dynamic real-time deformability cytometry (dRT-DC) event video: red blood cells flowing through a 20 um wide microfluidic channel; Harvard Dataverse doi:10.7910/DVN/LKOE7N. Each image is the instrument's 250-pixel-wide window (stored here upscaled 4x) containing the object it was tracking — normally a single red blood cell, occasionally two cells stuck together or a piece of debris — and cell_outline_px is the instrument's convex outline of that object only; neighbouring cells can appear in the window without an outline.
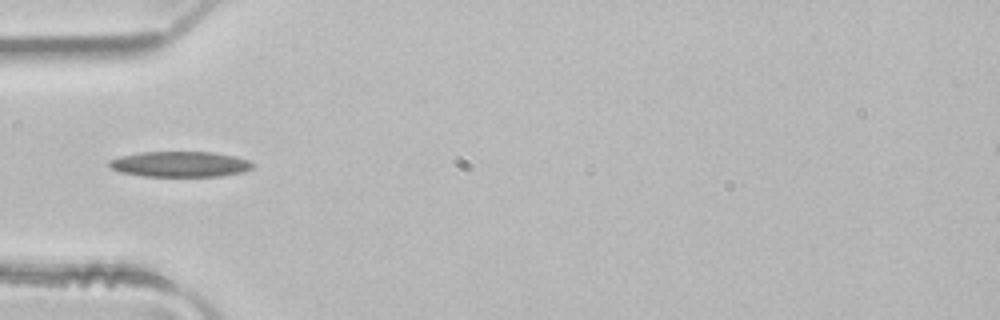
{"species": "common noctule bat (a hibernating species)", "species_latin": "Nyctalus noctula", "temperature_condition": "room temperature", "stored_images_in_passage": 1, "camera_frame_rate_fps": 3000, "um_per_image_px": 0.085, "animal": {"sex": "male", "body_mass_g": 21.5, "forearm_length_mm": 52.0}, "frame": {"image": 1, "passage_image": 1, "time_ms": 0.0, "image_size_px": [1000, 320], "cell_outline_px": [[256, 164], [252, 168], [240, 172], [224, 176], [144, 176], [120, 172], [112, 168], [108, 164], [108, 160], [120, 156], [140, 152], [212, 152], [236, 156], [248, 160]], "centroid_in_image_um": [15.31, 13.95], "position_along_channel_um": 69.7, "area_um2": 21.39}}